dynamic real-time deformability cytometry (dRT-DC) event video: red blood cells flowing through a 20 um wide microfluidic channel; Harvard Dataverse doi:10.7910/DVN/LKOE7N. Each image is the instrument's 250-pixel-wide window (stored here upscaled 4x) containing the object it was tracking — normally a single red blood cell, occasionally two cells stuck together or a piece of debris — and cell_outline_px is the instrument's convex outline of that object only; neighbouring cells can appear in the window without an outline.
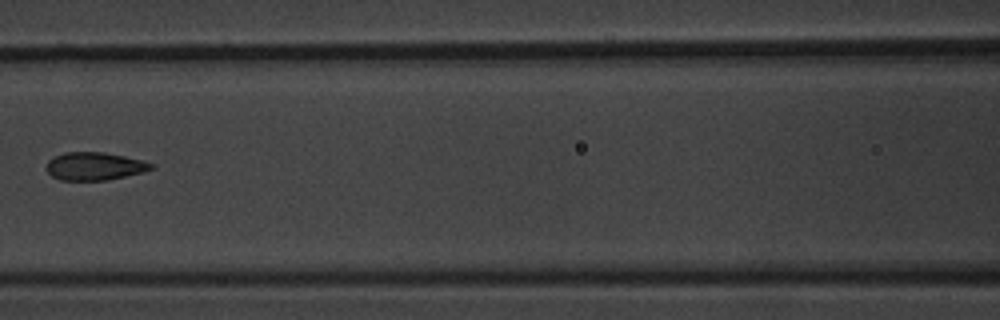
{"species": "common noctule bat (a hibernating species)", "species_latin": "Nyctalus noctula", "temperature_condition": "warm", "stored_images_in_passage": 7, "camera_frame_rate_fps": 3000, "um_per_image_px": 0.085, "animal": {"sex": "male", "body_mass_g": 20.1, "forearm_length_mm": 53.5}, "frame": {"image": 1, "passage_image": 7, "time_ms": 7.667, "image_size_px": [1000, 320], "cell_outline_px": [[156, 164], [152, 168], [144, 172], [108, 180], [60, 180], [52, 176], [48, 172], [48, 160], [64, 152], [104, 152], [144, 160]], "centroid_in_image_um": [8.09, 14.12], "position_along_channel_um": 158.5, "area_um2": 17.05}}